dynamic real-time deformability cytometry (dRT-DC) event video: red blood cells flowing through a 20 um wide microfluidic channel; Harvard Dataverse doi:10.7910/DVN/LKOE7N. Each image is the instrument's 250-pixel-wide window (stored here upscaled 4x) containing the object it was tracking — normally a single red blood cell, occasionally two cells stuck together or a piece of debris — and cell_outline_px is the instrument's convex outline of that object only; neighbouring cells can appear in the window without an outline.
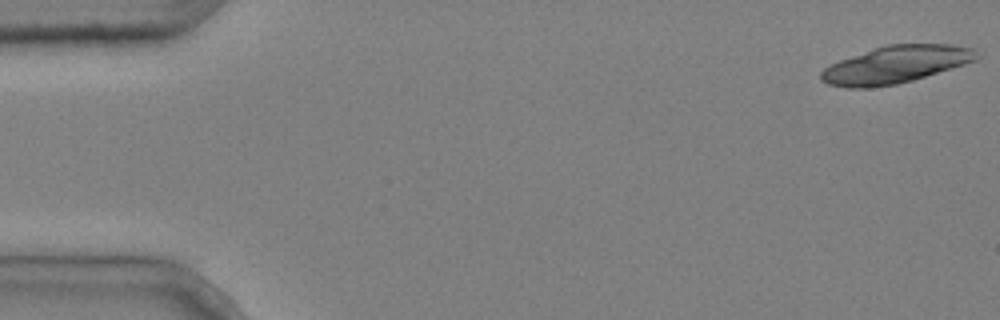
{"species": "common noctule bat (a hibernating species)", "species_latin": "Nyctalus noctula", "temperature_condition": "cold", "stored_images_in_passage": 5, "camera_frame_rate_fps": 3000, "um_per_image_px": 0.085, "animal": {"sex": "male", "body_mass_g": 20.4}, "frame": {"image": 1, "passage_image": 1, "time_ms": 0.0, "image_size_px": [1000, 320], "cell_outline_px": [[980, 56], [976, 60], [952, 68], [912, 80], [896, 84], [868, 88], [848, 88], [828, 84], [820, 80], [820, 72], [824, 68], [840, 60], [888, 44], [952, 44], [972, 48]], "centroid_in_image_um": [76.13, 5.49], "position_along_channel_um": 8.9, "area_um2": 33.47}}